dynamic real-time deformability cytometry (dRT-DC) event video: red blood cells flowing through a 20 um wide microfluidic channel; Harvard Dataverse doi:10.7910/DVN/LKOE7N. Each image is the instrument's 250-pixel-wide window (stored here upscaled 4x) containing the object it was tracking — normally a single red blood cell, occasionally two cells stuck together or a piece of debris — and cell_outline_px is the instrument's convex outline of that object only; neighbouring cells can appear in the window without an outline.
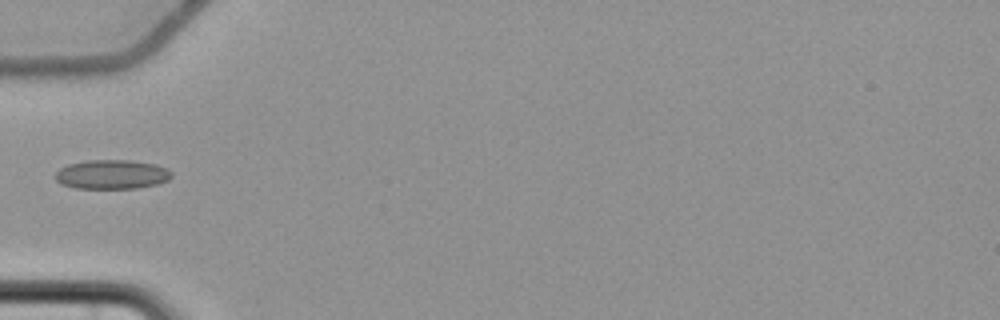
{"species": "common noctule bat (a hibernating species)", "species_latin": "Nyctalus noctula", "temperature_condition": "cold", "stored_images_in_passage": 6, "camera_frame_rate_fps": 3000, "um_per_image_px": 0.085, "animal": {"sex": "female", "body_mass_g": 22.7, "forearm_length_mm": 54.2}, "frame": {"image": 1, "passage_image": 6, "time_ms": 6.667, "image_size_px": [1000, 320], "cell_outline_px": [[172, 176], [168, 180], [156, 184], [136, 188], [76, 188], [60, 184], [56, 180], [56, 172], [60, 168], [68, 164], [88, 160], [132, 160], [156, 164], [168, 168], [172, 172]], "centroid_in_image_um": [9.52, 14.82], "position_along_channel_um": 75.5, "area_um2": 19.88}}